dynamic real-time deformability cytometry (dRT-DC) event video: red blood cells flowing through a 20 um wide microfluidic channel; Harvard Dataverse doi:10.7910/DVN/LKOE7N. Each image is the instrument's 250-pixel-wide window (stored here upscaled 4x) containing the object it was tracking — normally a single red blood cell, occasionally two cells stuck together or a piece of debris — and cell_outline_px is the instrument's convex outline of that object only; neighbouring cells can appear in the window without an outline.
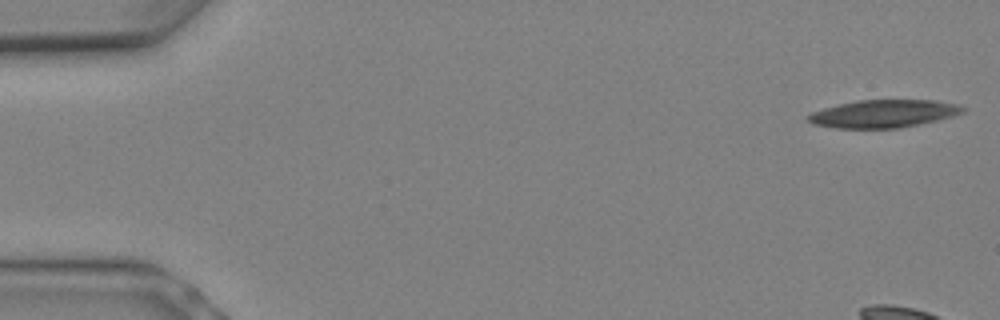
{"species": "Egyptian fruit bat (a non-hibernating species)", "species_latin": "Rousettus aegyptiacus", "temperature_condition": "warm", "stored_images_in_passage": 7, "camera_frame_rate_fps": 3000, "um_per_image_px": 0.085, "animal": {"sex": "female"}, "frame": {"image": 1, "passage_image": 1, "time_ms": 0.0, "image_size_px": [1000, 320], "cell_outline_px": [[968, 108], [964, 112], [952, 116], [920, 124], [900, 128], [836, 128], [812, 124], [804, 116], [812, 112], [824, 108], [856, 100], [936, 100], [960, 104]], "centroid_in_image_um": [75.12, 9.66], "position_along_channel_um": 9.9, "area_um2": 25.2}}